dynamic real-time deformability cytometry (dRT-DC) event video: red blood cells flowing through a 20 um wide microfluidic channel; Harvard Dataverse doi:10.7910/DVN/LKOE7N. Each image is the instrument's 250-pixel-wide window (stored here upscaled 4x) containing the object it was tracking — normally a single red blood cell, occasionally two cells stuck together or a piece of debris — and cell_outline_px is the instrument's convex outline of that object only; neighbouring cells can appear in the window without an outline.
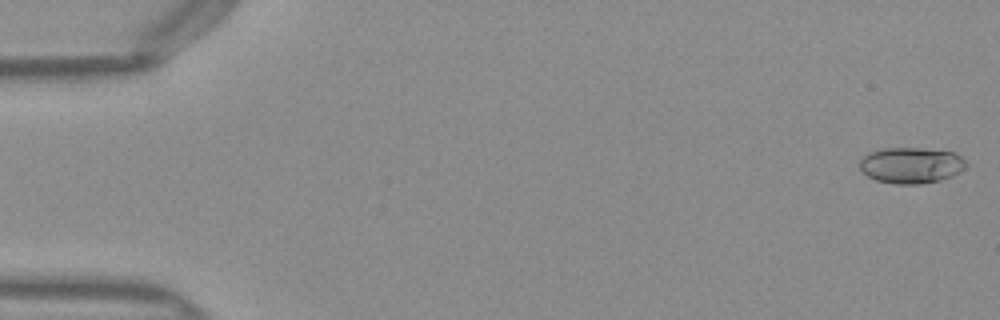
{"species": "Egyptian fruit bat (a non-hibernating species)", "species_latin": "Rousettus aegyptiacus", "temperature_condition": "warm", "stored_images_in_passage": 51, "camera_frame_rate_fps": 3000, "um_per_image_px": 0.085, "frame": {"image": 1, "passage_image": 1, "time_ms": 0.0, "image_size_px": [1000, 320], "cell_outline_px": [[968, 164], [960, 172], [952, 176], [940, 180], [920, 184], [896, 184], [876, 180], [868, 176], [860, 168], [860, 160], [868, 152], [884, 148], [920, 148], [956, 152]], "centroid_in_image_um": [77.46, 14.04], "position_along_channel_um": 7.5, "area_um2": 22.37}}
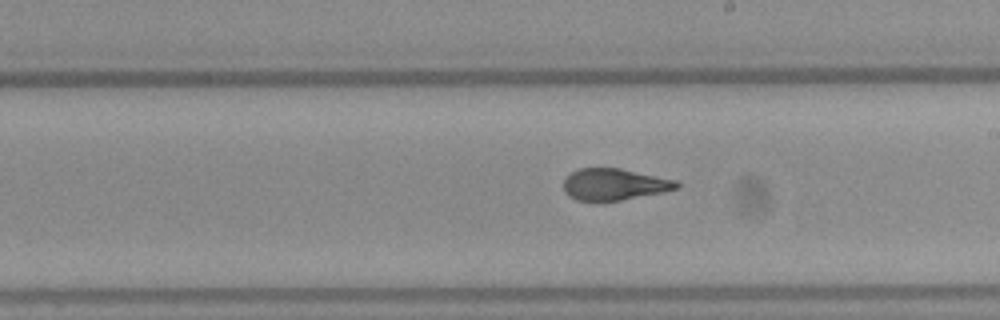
{"frame": {"image": 2, "passage_image": 29, "time_ms": 9.333, "image_size_px": [1000, 320], "cell_outline_px": [[680, 184], [676, 188], [664, 192], [620, 200], [576, 200], [568, 196], [564, 192], [564, 176], [580, 168], [620, 168], [676, 180]], "centroid_in_image_um": [52.18, 15.66], "position_along_channel_um": 236.8, "area_um2": 20.69}}
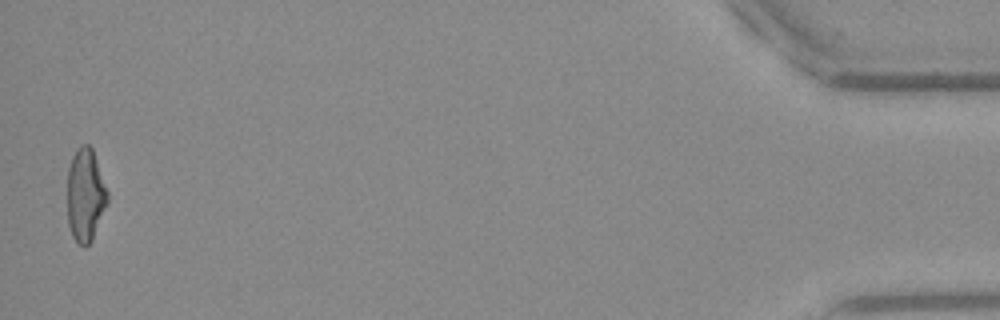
{"frame": {"image": 3, "passage_image": 50, "time_ms": 16.333, "image_size_px": [1000, 320], "cell_outline_px": [[108, 204], [92, 240], [84, 248], [72, 236], [68, 224], [68, 168], [72, 156], [76, 148], [80, 144], [88, 144], [92, 148], [108, 192]], "centroid_in_image_um": [7.26, 16.57], "position_along_channel_um": 427.9, "area_um2": 21.91}, "authors_computed_cell_mechanics": {"area_um2": 21.8484, "velocity_mm_per_s": 4.0305, "shape_relaxation_time_tau1_ms": 5.4392, "shape_relaxation_time_tau2_ms": 1.1519, "deformation_change_tau1": 0.1938, "deformation_change_tau2": 0.0747}}